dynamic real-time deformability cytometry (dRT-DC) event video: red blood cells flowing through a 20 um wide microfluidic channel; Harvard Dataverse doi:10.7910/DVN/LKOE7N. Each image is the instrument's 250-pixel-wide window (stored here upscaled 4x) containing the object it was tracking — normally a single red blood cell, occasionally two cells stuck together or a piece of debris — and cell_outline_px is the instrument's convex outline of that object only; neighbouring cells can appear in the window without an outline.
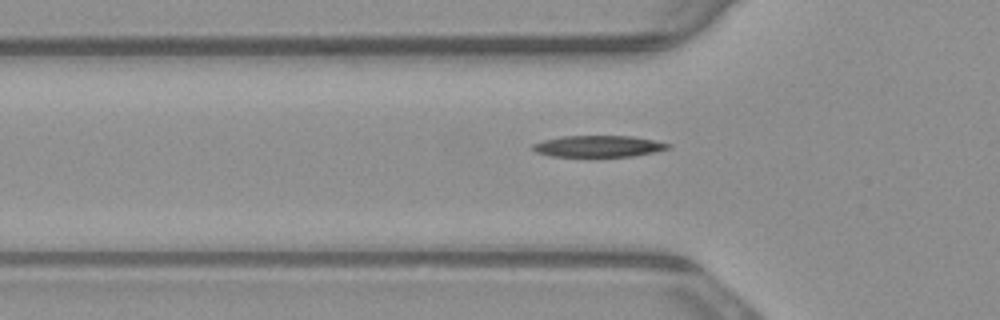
{"species": "common noctule bat (a hibernating species)", "species_latin": "Nyctalus noctula", "temperature_condition": "warm", "stored_images_in_passage": 38, "camera_frame_rate_fps": 3000, "um_per_image_px": 0.085, "animal": {"sex": "male", "body_mass_g": 23.1, "forearm_length_mm": 52.7}, "frame": {"image": 1, "passage_image": 3, "time_ms": 0.667, "image_size_px": [1000, 320], "cell_outline_px": [[672, 148], [656, 152], [636, 156], [552, 156], [536, 152], [532, 148], [532, 144], [544, 140], [560, 136], [632, 136], [672, 144]], "centroid_in_image_um": [50.91, 12.43], "position_along_channel_um": 74.9, "area_um2": 16.94}}
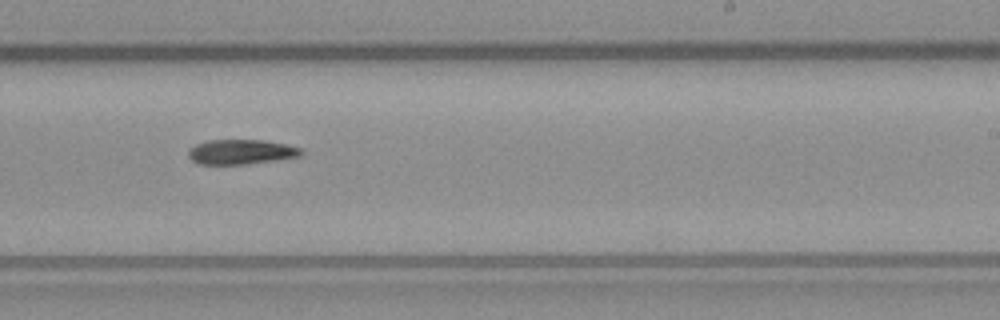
{"frame": {"image": 2, "passage_image": 18, "time_ms": 5.667, "image_size_px": [1000, 320], "cell_outline_px": [[304, 152], [300, 156], [276, 160], [244, 164], [200, 164], [192, 160], [188, 156], [188, 148], [196, 144], [208, 140], [264, 140], [284, 144], [300, 148]], "centroid_in_image_um": [20.46, 12.91], "position_along_channel_um": 268.5, "area_um2": 16.24}}
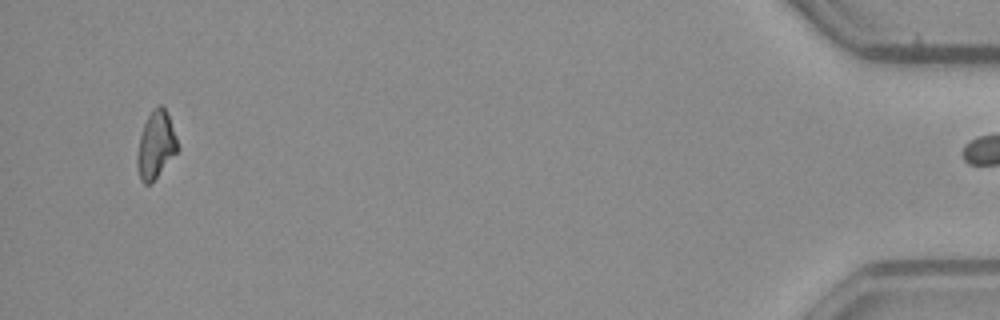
{"frame": {"image": 3, "passage_image": 37, "time_ms": 12.0, "image_size_px": [1000, 320], "cell_outline_px": [[180, 148], [152, 184], [144, 184], [140, 180], [136, 164], [136, 156], [140, 136], [144, 124], [148, 116], [160, 104], [164, 108], [168, 116], [176, 136]], "centroid_in_image_um": [13.24, 12.4], "position_along_channel_um": 422.0, "area_um2": 15.78}}